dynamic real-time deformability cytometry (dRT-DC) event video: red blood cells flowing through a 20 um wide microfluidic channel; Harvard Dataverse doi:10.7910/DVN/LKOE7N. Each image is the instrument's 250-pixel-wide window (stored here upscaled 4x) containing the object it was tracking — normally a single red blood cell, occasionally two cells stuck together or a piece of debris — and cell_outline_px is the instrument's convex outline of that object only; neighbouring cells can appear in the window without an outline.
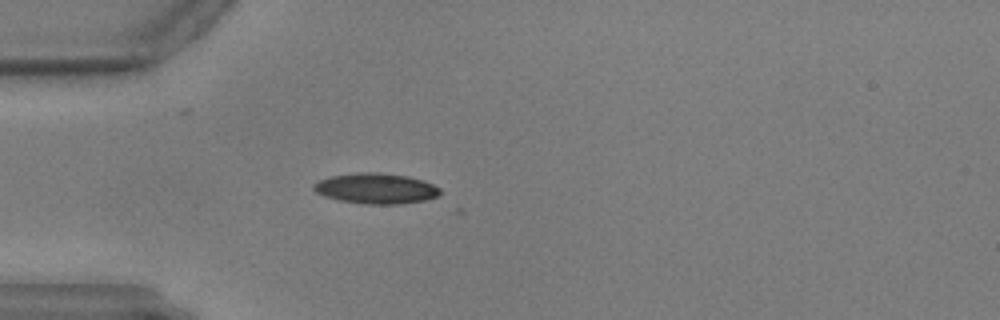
{"species": "common noctule bat (a hibernating species)", "species_latin": "Nyctalus noctula", "temperature_condition": "warm", "stored_images_in_passage": 48, "camera_frame_rate_fps": 3000, "um_per_image_px": 0.085, "animal": {"sex": "male", "body_mass_g": 17.9, "forearm_length_mm": 54.2}, "frame": {"image": 1, "passage_image": 17, "time_ms": 5.333, "image_size_px": [1000, 320], "cell_outline_px": [[440, 196], [424, 200], [400, 204], [364, 204], [340, 200], [324, 196], [316, 192], [312, 188], [312, 184], [320, 180], [332, 176], [356, 172], [380, 172], [408, 176], [424, 180], [440, 188]], "centroid_in_image_um": [31.97, 16.01], "position_along_channel_um": 53.0, "area_um2": 22.6}}
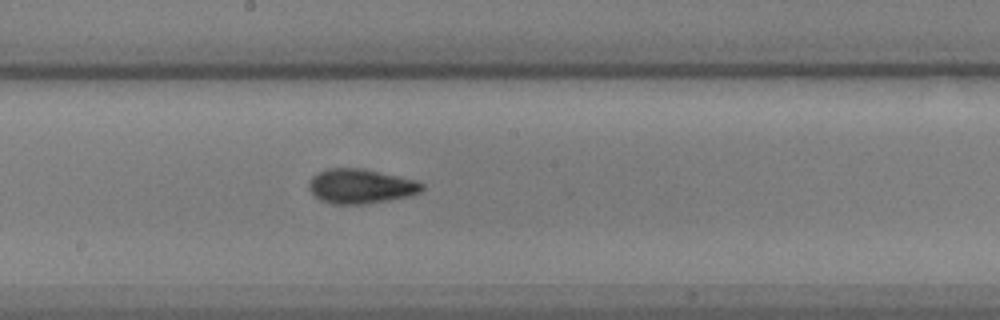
{"frame": {"image": 2, "passage_image": 32, "time_ms": 10.333, "image_size_px": [1000, 320], "cell_outline_px": [[424, 188], [420, 192], [408, 196], [388, 200], [364, 204], [332, 204], [320, 200], [308, 188], [308, 184], [312, 176], [328, 168], [364, 168], [420, 180], [424, 184]], "centroid_in_image_um": [30.7, 15.82], "position_along_channel_um": 217.5, "area_um2": 23.0}}
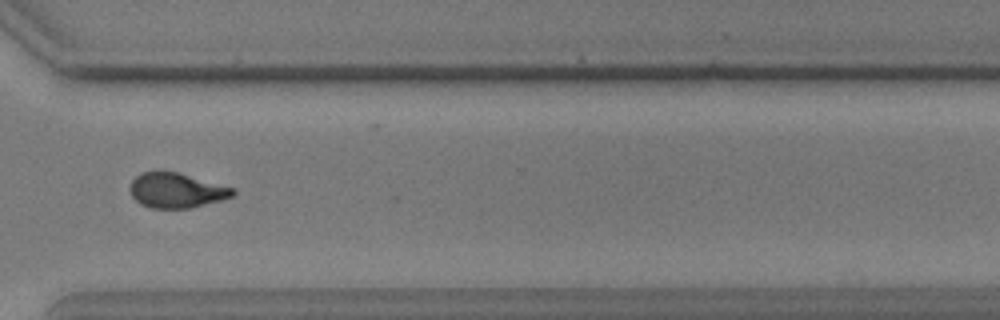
{"frame": {"image": 3, "passage_image": 44, "time_ms": 14.333, "image_size_px": [1000, 320], "cell_outline_px": [[236, 192], [232, 196], [220, 200], [188, 208], [148, 208], [140, 204], [132, 196], [128, 188], [132, 180], [140, 172], [156, 168], [160, 168], [180, 172], [236, 188]], "centroid_in_image_um": [14.94, 16.13], "position_along_channel_um": 355.7, "area_um2": 21.68}}